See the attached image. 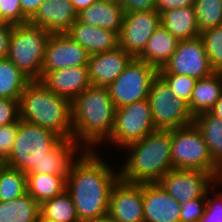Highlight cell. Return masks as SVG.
Instances as JSON below:
<instances>
[{
	"mask_svg": "<svg viewBox=\"0 0 222 222\" xmlns=\"http://www.w3.org/2000/svg\"><path fill=\"white\" fill-rule=\"evenodd\" d=\"M171 129L149 133L126 149L127 159L119 167L121 180L132 183H155L173 169L171 159Z\"/></svg>",
	"mask_w": 222,
	"mask_h": 222,
	"instance_id": "obj_3",
	"label": "cell"
},
{
	"mask_svg": "<svg viewBox=\"0 0 222 222\" xmlns=\"http://www.w3.org/2000/svg\"><path fill=\"white\" fill-rule=\"evenodd\" d=\"M146 222H180V204L158 183H142Z\"/></svg>",
	"mask_w": 222,
	"mask_h": 222,
	"instance_id": "obj_17",
	"label": "cell"
},
{
	"mask_svg": "<svg viewBox=\"0 0 222 222\" xmlns=\"http://www.w3.org/2000/svg\"><path fill=\"white\" fill-rule=\"evenodd\" d=\"M214 73L201 36L179 40L176 50L159 74L187 75L196 80Z\"/></svg>",
	"mask_w": 222,
	"mask_h": 222,
	"instance_id": "obj_11",
	"label": "cell"
},
{
	"mask_svg": "<svg viewBox=\"0 0 222 222\" xmlns=\"http://www.w3.org/2000/svg\"><path fill=\"white\" fill-rule=\"evenodd\" d=\"M178 43L179 40L160 25L150 36L145 49L137 58L160 69L171 58Z\"/></svg>",
	"mask_w": 222,
	"mask_h": 222,
	"instance_id": "obj_24",
	"label": "cell"
},
{
	"mask_svg": "<svg viewBox=\"0 0 222 222\" xmlns=\"http://www.w3.org/2000/svg\"><path fill=\"white\" fill-rule=\"evenodd\" d=\"M83 151L84 148L73 139H61L49 152H46L42 161V173L68 175L73 162Z\"/></svg>",
	"mask_w": 222,
	"mask_h": 222,
	"instance_id": "obj_23",
	"label": "cell"
},
{
	"mask_svg": "<svg viewBox=\"0 0 222 222\" xmlns=\"http://www.w3.org/2000/svg\"><path fill=\"white\" fill-rule=\"evenodd\" d=\"M124 13L155 10L156 0H118Z\"/></svg>",
	"mask_w": 222,
	"mask_h": 222,
	"instance_id": "obj_40",
	"label": "cell"
},
{
	"mask_svg": "<svg viewBox=\"0 0 222 222\" xmlns=\"http://www.w3.org/2000/svg\"><path fill=\"white\" fill-rule=\"evenodd\" d=\"M40 82L51 92L72 102L91 86L88 66H73L45 73Z\"/></svg>",
	"mask_w": 222,
	"mask_h": 222,
	"instance_id": "obj_19",
	"label": "cell"
},
{
	"mask_svg": "<svg viewBox=\"0 0 222 222\" xmlns=\"http://www.w3.org/2000/svg\"><path fill=\"white\" fill-rule=\"evenodd\" d=\"M212 115L222 119V94L214 107L209 111Z\"/></svg>",
	"mask_w": 222,
	"mask_h": 222,
	"instance_id": "obj_45",
	"label": "cell"
},
{
	"mask_svg": "<svg viewBox=\"0 0 222 222\" xmlns=\"http://www.w3.org/2000/svg\"><path fill=\"white\" fill-rule=\"evenodd\" d=\"M156 130L150 103L148 99L141 100L116 108L114 126L107 141L124 148Z\"/></svg>",
	"mask_w": 222,
	"mask_h": 222,
	"instance_id": "obj_10",
	"label": "cell"
},
{
	"mask_svg": "<svg viewBox=\"0 0 222 222\" xmlns=\"http://www.w3.org/2000/svg\"><path fill=\"white\" fill-rule=\"evenodd\" d=\"M19 119L49 129L62 139H72L71 102L30 81L18 101Z\"/></svg>",
	"mask_w": 222,
	"mask_h": 222,
	"instance_id": "obj_4",
	"label": "cell"
},
{
	"mask_svg": "<svg viewBox=\"0 0 222 222\" xmlns=\"http://www.w3.org/2000/svg\"><path fill=\"white\" fill-rule=\"evenodd\" d=\"M193 123L201 132L212 161L222 170V119L204 112L194 117Z\"/></svg>",
	"mask_w": 222,
	"mask_h": 222,
	"instance_id": "obj_27",
	"label": "cell"
},
{
	"mask_svg": "<svg viewBox=\"0 0 222 222\" xmlns=\"http://www.w3.org/2000/svg\"><path fill=\"white\" fill-rule=\"evenodd\" d=\"M222 94V73L198 79L194 85L188 108L193 117L209 112Z\"/></svg>",
	"mask_w": 222,
	"mask_h": 222,
	"instance_id": "obj_22",
	"label": "cell"
},
{
	"mask_svg": "<svg viewBox=\"0 0 222 222\" xmlns=\"http://www.w3.org/2000/svg\"><path fill=\"white\" fill-rule=\"evenodd\" d=\"M178 98L189 104L196 79L187 75L159 74Z\"/></svg>",
	"mask_w": 222,
	"mask_h": 222,
	"instance_id": "obj_34",
	"label": "cell"
},
{
	"mask_svg": "<svg viewBox=\"0 0 222 222\" xmlns=\"http://www.w3.org/2000/svg\"><path fill=\"white\" fill-rule=\"evenodd\" d=\"M148 101L156 129L170 130L193 123L188 104L178 98L159 75L152 83Z\"/></svg>",
	"mask_w": 222,
	"mask_h": 222,
	"instance_id": "obj_9",
	"label": "cell"
},
{
	"mask_svg": "<svg viewBox=\"0 0 222 222\" xmlns=\"http://www.w3.org/2000/svg\"><path fill=\"white\" fill-rule=\"evenodd\" d=\"M68 175H53L43 173L26 174L27 193L39 204L62 194L66 190Z\"/></svg>",
	"mask_w": 222,
	"mask_h": 222,
	"instance_id": "obj_26",
	"label": "cell"
},
{
	"mask_svg": "<svg viewBox=\"0 0 222 222\" xmlns=\"http://www.w3.org/2000/svg\"><path fill=\"white\" fill-rule=\"evenodd\" d=\"M160 22L178 40L200 36L194 7L167 10L160 15Z\"/></svg>",
	"mask_w": 222,
	"mask_h": 222,
	"instance_id": "obj_25",
	"label": "cell"
},
{
	"mask_svg": "<svg viewBox=\"0 0 222 222\" xmlns=\"http://www.w3.org/2000/svg\"><path fill=\"white\" fill-rule=\"evenodd\" d=\"M40 204L28 193L9 200L0 201V222H38Z\"/></svg>",
	"mask_w": 222,
	"mask_h": 222,
	"instance_id": "obj_28",
	"label": "cell"
},
{
	"mask_svg": "<svg viewBox=\"0 0 222 222\" xmlns=\"http://www.w3.org/2000/svg\"><path fill=\"white\" fill-rule=\"evenodd\" d=\"M18 121L5 126H0V152L7 158L13 149L17 134Z\"/></svg>",
	"mask_w": 222,
	"mask_h": 222,
	"instance_id": "obj_39",
	"label": "cell"
},
{
	"mask_svg": "<svg viewBox=\"0 0 222 222\" xmlns=\"http://www.w3.org/2000/svg\"><path fill=\"white\" fill-rule=\"evenodd\" d=\"M89 222H115V221H113L112 219H110L108 216H105V217H103V218L96 219V220L89 221Z\"/></svg>",
	"mask_w": 222,
	"mask_h": 222,
	"instance_id": "obj_46",
	"label": "cell"
},
{
	"mask_svg": "<svg viewBox=\"0 0 222 222\" xmlns=\"http://www.w3.org/2000/svg\"><path fill=\"white\" fill-rule=\"evenodd\" d=\"M220 184L222 185V180ZM213 188L207 192L206 207L200 222H222V191L215 192V187ZM211 191L214 192L213 195L210 194Z\"/></svg>",
	"mask_w": 222,
	"mask_h": 222,
	"instance_id": "obj_37",
	"label": "cell"
},
{
	"mask_svg": "<svg viewBox=\"0 0 222 222\" xmlns=\"http://www.w3.org/2000/svg\"><path fill=\"white\" fill-rule=\"evenodd\" d=\"M19 120L18 100L0 98V126Z\"/></svg>",
	"mask_w": 222,
	"mask_h": 222,
	"instance_id": "obj_38",
	"label": "cell"
},
{
	"mask_svg": "<svg viewBox=\"0 0 222 222\" xmlns=\"http://www.w3.org/2000/svg\"><path fill=\"white\" fill-rule=\"evenodd\" d=\"M66 34L80 44L89 55L107 52L119 46L117 32L96 28L78 20L74 22Z\"/></svg>",
	"mask_w": 222,
	"mask_h": 222,
	"instance_id": "obj_20",
	"label": "cell"
},
{
	"mask_svg": "<svg viewBox=\"0 0 222 222\" xmlns=\"http://www.w3.org/2000/svg\"><path fill=\"white\" fill-rule=\"evenodd\" d=\"M159 69L138 58H133L122 74L107 88L115 108L148 99Z\"/></svg>",
	"mask_w": 222,
	"mask_h": 222,
	"instance_id": "obj_8",
	"label": "cell"
},
{
	"mask_svg": "<svg viewBox=\"0 0 222 222\" xmlns=\"http://www.w3.org/2000/svg\"><path fill=\"white\" fill-rule=\"evenodd\" d=\"M107 216L115 222L144 221L142 183L119 178L111 189Z\"/></svg>",
	"mask_w": 222,
	"mask_h": 222,
	"instance_id": "obj_14",
	"label": "cell"
},
{
	"mask_svg": "<svg viewBox=\"0 0 222 222\" xmlns=\"http://www.w3.org/2000/svg\"><path fill=\"white\" fill-rule=\"evenodd\" d=\"M193 7L200 33L222 25V0H195Z\"/></svg>",
	"mask_w": 222,
	"mask_h": 222,
	"instance_id": "obj_32",
	"label": "cell"
},
{
	"mask_svg": "<svg viewBox=\"0 0 222 222\" xmlns=\"http://www.w3.org/2000/svg\"><path fill=\"white\" fill-rule=\"evenodd\" d=\"M39 220L79 222L71 195L65 190L62 194L41 203Z\"/></svg>",
	"mask_w": 222,
	"mask_h": 222,
	"instance_id": "obj_29",
	"label": "cell"
},
{
	"mask_svg": "<svg viewBox=\"0 0 222 222\" xmlns=\"http://www.w3.org/2000/svg\"><path fill=\"white\" fill-rule=\"evenodd\" d=\"M77 20V12L70 0H45L29 23L50 34L67 33Z\"/></svg>",
	"mask_w": 222,
	"mask_h": 222,
	"instance_id": "obj_18",
	"label": "cell"
},
{
	"mask_svg": "<svg viewBox=\"0 0 222 222\" xmlns=\"http://www.w3.org/2000/svg\"><path fill=\"white\" fill-rule=\"evenodd\" d=\"M124 9L118 0H98L77 13V20L87 25L115 31L119 34Z\"/></svg>",
	"mask_w": 222,
	"mask_h": 222,
	"instance_id": "obj_21",
	"label": "cell"
},
{
	"mask_svg": "<svg viewBox=\"0 0 222 222\" xmlns=\"http://www.w3.org/2000/svg\"><path fill=\"white\" fill-rule=\"evenodd\" d=\"M0 163H6V158L3 156L1 152H0Z\"/></svg>",
	"mask_w": 222,
	"mask_h": 222,
	"instance_id": "obj_47",
	"label": "cell"
},
{
	"mask_svg": "<svg viewBox=\"0 0 222 222\" xmlns=\"http://www.w3.org/2000/svg\"><path fill=\"white\" fill-rule=\"evenodd\" d=\"M98 150H84L73 162L66 177L79 222L107 216L112 186L120 178L118 170L100 157Z\"/></svg>",
	"mask_w": 222,
	"mask_h": 222,
	"instance_id": "obj_1",
	"label": "cell"
},
{
	"mask_svg": "<svg viewBox=\"0 0 222 222\" xmlns=\"http://www.w3.org/2000/svg\"><path fill=\"white\" fill-rule=\"evenodd\" d=\"M3 166H6V163H0V170L3 168Z\"/></svg>",
	"mask_w": 222,
	"mask_h": 222,
	"instance_id": "obj_49",
	"label": "cell"
},
{
	"mask_svg": "<svg viewBox=\"0 0 222 222\" xmlns=\"http://www.w3.org/2000/svg\"><path fill=\"white\" fill-rule=\"evenodd\" d=\"M30 81L8 58L0 59V98L19 101Z\"/></svg>",
	"mask_w": 222,
	"mask_h": 222,
	"instance_id": "obj_30",
	"label": "cell"
},
{
	"mask_svg": "<svg viewBox=\"0 0 222 222\" xmlns=\"http://www.w3.org/2000/svg\"><path fill=\"white\" fill-rule=\"evenodd\" d=\"M173 169L200 170L222 180V170L212 161L201 132L194 123L171 129Z\"/></svg>",
	"mask_w": 222,
	"mask_h": 222,
	"instance_id": "obj_7",
	"label": "cell"
},
{
	"mask_svg": "<svg viewBox=\"0 0 222 222\" xmlns=\"http://www.w3.org/2000/svg\"><path fill=\"white\" fill-rule=\"evenodd\" d=\"M73 8L78 13L80 10L89 7L91 4L95 3L98 0H70Z\"/></svg>",
	"mask_w": 222,
	"mask_h": 222,
	"instance_id": "obj_44",
	"label": "cell"
},
{
	"mask_svg": "<svg viewBox=\"0 0 222 222\" xmlns=\"http://www.w3.org/2000/svg\"><path fill=\"white\" fill-rule=\"evenodd\" d=\"M45 0H20L22 12L30 19Z\"/></svg>",
	"mask_w": 222,
	"mask_h": 222,
	"instance_id": "obj_43",
	"label": "cell"
},
{
	"mask_svg": "<svg viewBox=\"0 0 222 222\" xmlns=\"http://www.w3.org/2000/svg\"><path fill=\"white\" fill-rule=\"evenodd\" d=\"M211 67L215 73H222V25L200 33Z\"/></svg>",
	"mask_w": 222,
	"mask_h": 222,
	"instance_id": "obj_33",
	"label": "cell"
},
{
	"mask_svg": "<svg viewBox=\"0 0 222 222\" xmlns=\"http://www.w3.org/2000/svg\"><path fill=\"white\" fill-rule=\"evenodd\" d=\"M49 36L47 30L29 22L11 25L7 58L31 81L42 77L45 45Z\"/></svg>",
	"mask_w": 222,
	"mask_h": 222,
	"instance_id": "obj_6",
	"label": "cell"
},
{
	"mask_svg": "<svg viewBox=\"0 0 222 222\" xmlns=\"http://www.w3.org/2000/svg\"><path fill=\"white\" fill-rule=\"evenodd\" d=\"M88 52L66 33L50 34L45 45L42 76L58 69L88 66Z\"/></svg>",
	"mask_w": 222,
	"mask_h": 222,
	"instance_id": "obj_15",
	"label": "cell"
},
{
	"mask_svg": "<svg viewBox=\"0 0 222 222\" xmlns=\"http://www.w3.org/2000/svg\"><path fill=\"white\" fill-rule=\"evenodd\" d=\"M207 193L184 204H180V222H200L206 207Z\"/></svg>",
	"mask_w": 222,
	"mask_h": 222,
	"instance_id": "obj_36",
	"label": "cell"
},
{
	"mask_svg": "<svg viewBox=\"0 0 222 222\" xmlns=\"http://www.w3.org/2000/svg\"><path fill=\"white\" fill-rule=\"evenodd\" d=\"M26 193V174L16 168L3 166L0 170V201L13 200Z\"/></svg>",
	"mask_w": 222,
	"mask_h": 222,
	"instance_id": "obj_31",
	"label": "cell"
},
{
	"mask_svg": "<svg viewBox=\"0 0 222 222\" xmlns=\"http://www.w3.org/2000/svg\"><path fill=\"white\" fill-rule=\"evenodd\" d=\"M62 138L53 131L21 119L13 149L6 158V165L25 174L42 173V161Z\"/></svg>",
	"mask_w": 222,
	"mask_h": 222,
	"instance_id": "obj_5",
	"label": "cell"
},
{
	"mask_svg": "<svg viewBox=\"0 0 222 222\" xmlns=\"http://www.w3.org/2000/svg\"><path fill=\"white\" fill-rule=\"evenodd\" d=\"M11 25L0 22V59L7 58Z\"/></svg>",
	"mask_w": 222,
	"mask_h": 222,
	"instance_id": "obj_42",
	"label": "cell"
},
{
	"mask_svg": "<svg viewBox=\"0 0 222 222\" xmlns=\"http://www.w3.org/2000/svg\"><path fill=\"white\" fill-rule=\"evenodd\" d=\"M134 57L118 46L107 52L89 55L88 73L92 86L108 87Z\"/></svg>",
	"mask_w": 222,
	"mask_h": 222,
	"instance_id": "obj_16",
	"label": "cell"
},
{
	"mask_svg": "<svg viewBox=\"0 0 222 222\" xmlns=\"http://www.w3.org/2000/svg\"><path fill=\"white\" fill-rule=\"evenodd\" d=\"M38 222H55V221H51V220H39Z\"/></svg>",
	"mask_w": 222,
	"mask_h": 222,
	"instance_id": "obj_48",
	"label": "cell"
},
{
	"mask_svg": "<svg viewBox=\"0 0 222 222\" xmlns=\"http://www.w3.org/2000/svg\"><path fill=\"white\" fill-rule=\"evenodd\" d=\"M195 0H156L155 11L162 14L170 9H180L182 7H193Z\"/></svg>",
	"mask_w": 222,
	"mask_h": 222,
	"instance_id": "obj_41",
	"label": "cell"
},
{
	"mask_svg": "<svg viewBox=\"0 0 222 222\" xmlns=\"http://www.w3.org/2000/svg\"><path fill=\"white\" fill-rule=\"evenodd\" d=\"M158 183L177 200L179 204H184L189 200L202 197L213 186L220 185L211 173L200 170L171 169ZM218 183V184H216Z\"/></svg>",
	"mask_w": 222,
	"mask_h": 222,
	"instance_id": "obj_12",
	"label": "cell"
},
{
	"mask_svg": "<svg viewBox=\"0 0 222 222\" xmlns=\"http://www.w3.org/2000/svg\"><path fill=\"white\" fill-rule=\"evenodd\" d=\"M160 25V14L155 10L125 13L118 34L119 46L137 58Z\"/></svg>",
	"mask_w": 222,
	"mask_h": 222,
	"instance_id": "obj_13",
	"label": "cell"
},
{
	"mask_svg": "<svg viewBox=\"0 0 222 222\" xmlns=\"http://www.w3.org/2000/svg\"><path fill=\"white\" fill-rule=\"evenodd\" d=\"M115 110L107 87L91 85L84 89L71 102L72 139L84 150H95L96 145L107 142Z\"/></svg>",
	"mask_w": 222,
	"mask_h": 222,
	"instance_id": "obj_2",
	"label": "cell"
},
{
	"mask_svg": "<svg viewBox=\"0 0 222 222\" xmlns=\"http://www.w3.org/2000/svg\"><path fill=\"white\" fill-rule=\"evenodd\" d=\"M0 22L9 25L29 22V18L22 12L20 0H0Z\"/></svg>",
	"mask_w": 222,
	"mask_h": 222,
	"instance_id": "obj_35",
	"label": "cell"
}]
</instances>
